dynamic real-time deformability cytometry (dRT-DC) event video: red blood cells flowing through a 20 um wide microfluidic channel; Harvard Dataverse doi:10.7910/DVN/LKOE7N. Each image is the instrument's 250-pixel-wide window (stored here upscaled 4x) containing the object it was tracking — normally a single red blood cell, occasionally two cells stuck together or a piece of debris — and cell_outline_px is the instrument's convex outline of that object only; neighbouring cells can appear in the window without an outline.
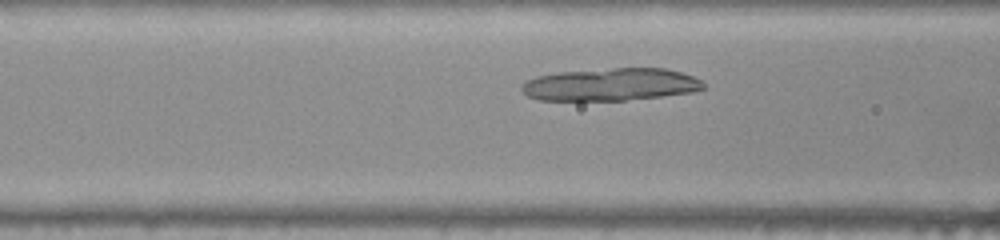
{"species": "common noctule bat (a hibernating species)", "species_latin": "Nyctalus noctula", "temperature_condition": "warm", "stored_images_in_passage": 32, "camera_frame_rate_fps": 3000, "um_per_image_px": 0.085, "animal": {"sex": "female", "body_mass_g": 22.0, "forearm_length_mm": 56.7}, "frame": {"image": 1, "passage_image": 9, "time_ms": 2.667, "image_size_px": [1000, 240], "cell_outline_px": [[704, 88], [692, 92], [660, 96], [624, 100], [540, 100], [528, 96], [520, 88], [524, 80], [536, 76], [560, 72], [616, 68], [664, 68], [680, 72], [692, 76], [700, 80], [704, 84]], "centroid_in_image_um": [51.87, 7.18], "position_along_channel_um": 114.7, "area_um2": 34.22}}
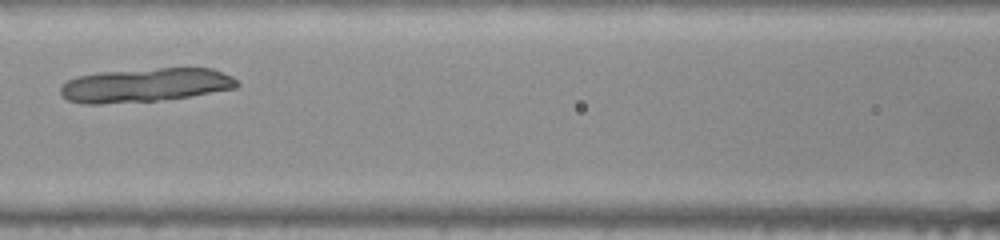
{"frame": {"image": 2, "passage_image": 12, "time_ms": 3.667, "image_size_px": [1000, 240], "cell_outline_px": [[240, 84], [236, 88], [188, 96], [156, 100], [100, 104], [84, 104], [68, 100], [60, 92], [60, 88], [68, 80], [80, 76], [100, 72], [160, 68], [212, 68], [232, 76]], "centroid_in_image_um": [12.36, 7.23], "position_along_channel_um": 154.2, "area_um2": 34.45}}
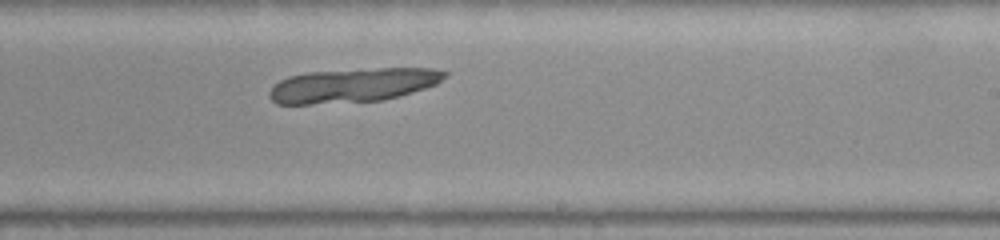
{"frame": {"image": 3, "passage_image": 20, "time_ms": 6.333, "image_size_px": [1000, 240], "cell_outline_px": [[448, 72], [436, 84], [412, 92], [384, 100], [308, 104], [276, 104], [268, 96], [268, 92], [272, 84], [288, 76], [304, 72], [376, 68], [432, 68]], "centroid_in_image_um": [29.92, 7.24], "position_along_channel_um": 259.1, "area_um2": 34.91}}